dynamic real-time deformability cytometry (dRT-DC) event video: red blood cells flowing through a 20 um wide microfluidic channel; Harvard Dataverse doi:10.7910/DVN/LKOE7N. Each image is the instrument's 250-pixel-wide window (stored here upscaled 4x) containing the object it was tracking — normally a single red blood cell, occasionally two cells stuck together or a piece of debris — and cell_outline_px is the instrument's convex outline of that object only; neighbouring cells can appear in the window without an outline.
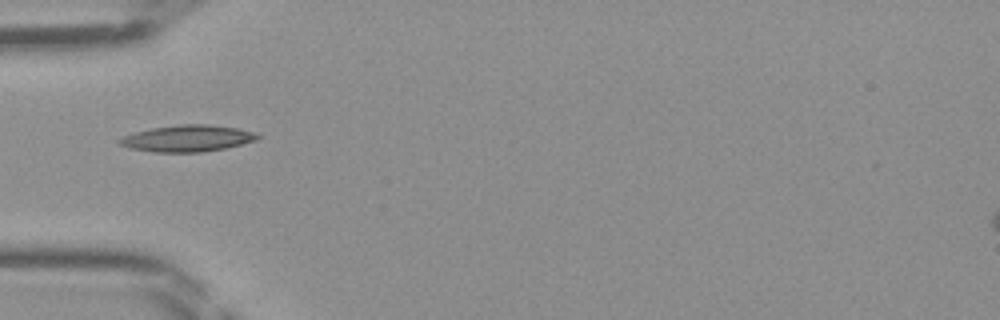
{"species": "Egyptian fruit bat (a non-hibernating species)", "species_latin": "Rousettus aegyptiacus", "temperature_condition": "room temperature", "stored_images_in_passage": 32, "camera_frame_rate_fps": 3000, "um_per_image_px": 0.085, "frame": {"image": 1, "passage_image": 1, "time_ms": 0.0, "image_size_px": [1000, 320], "cell_outline_px": [[260, 136], [256, 140], [224, 148], [204, 152], [152, 152], [132, 148], [120, 144], [116, 140], [120, 136], [152, 128], [180, 124], [208, 124], [236, 128], [252, 132]], "centroid_in_image_um": [15.88, 11.76], "position_along_channel_um": 69.1, "area_um2": 21.15}}
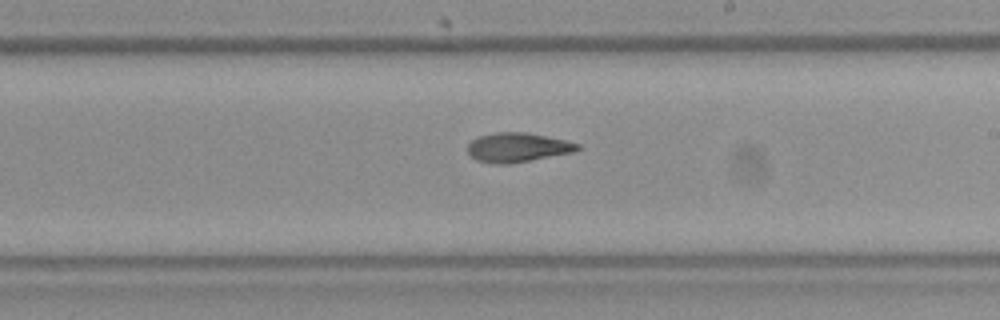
{"frame": {"image": 2, "passage_image": 13, "time_ms": 4.0, "image_size_px": [1000, 320], "cell_outline_px": [[580, 148], [576, 152], [508, 164], [492, 164], [476, 160], [468, 152], [468, 144], [472, 140], [480, 136], [496, 132], [528, 132], [564, 140], [580, 144]], "centroid_in_image_um": [44.01, 12.53], "position_along_channel_um": 245.0, "area_um2": 18.79}}
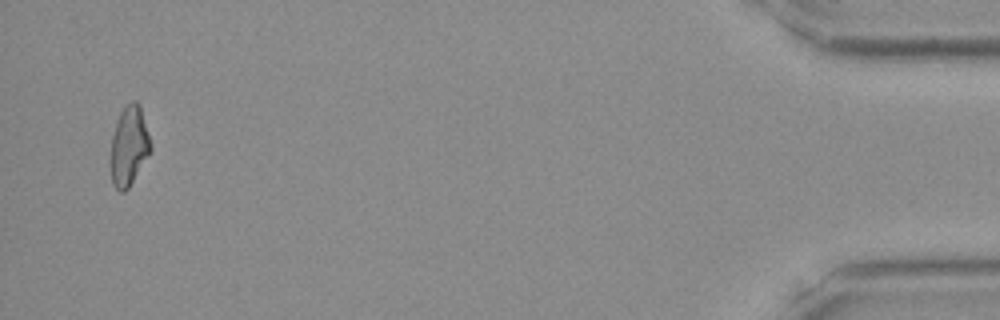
{"frame": {"image": 3, "passage_image": 31, "time_ms": 10.0, "image_size_px": [1000, 320], "cell_outline_px": [[152, 148], [128, 188], [124, 192], [120, 192], [112, 184], [112, 136], [120, 112], [132, 100], [136, 100], [140, 104], [152, 144]], "centroid_in_image_um": [10.99, 12.38], "position_along_channel_um": 424.2, "area_um2": 18.09}}